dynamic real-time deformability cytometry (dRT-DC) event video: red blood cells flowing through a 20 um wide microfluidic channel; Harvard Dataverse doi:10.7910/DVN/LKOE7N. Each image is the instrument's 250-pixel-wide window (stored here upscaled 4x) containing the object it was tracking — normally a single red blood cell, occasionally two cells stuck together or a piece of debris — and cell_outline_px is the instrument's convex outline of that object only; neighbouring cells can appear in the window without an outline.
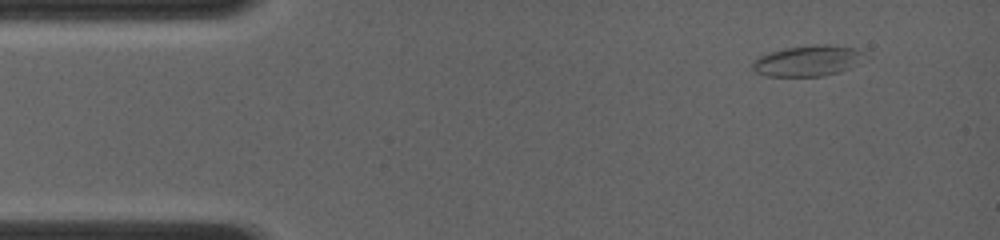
{"species": "common noctule bat (a hibernating species)", "species_latin": "Nyctalus noctula", "temperature_condition": "room temperature", "stored_images_in_passage": 6, "camera_frame_rate_fps": 4000, "um_per_image_px": 0.085, "animal": {"sex": "female", "body_mass_g": 19.0, "forearm_length_mm": 56.7}, "frame": {"image": 1, "passage_image": 1, "time_ms": 0.0, "image_size_px": [1000, 240], "cell_outline_px": [[864, 52], [848, 68], [840, 72], [824, 76], [768, 76], [756, 72], [752, 68], [752, 64], [760, 56], [768, 52], [784, 48], [812, 44], [828, 44], [852, 48]], "centroid_in_image_um": [68.56, 5.16], "position_along_channel_um": 16.4, "area_um2": 19.65}}
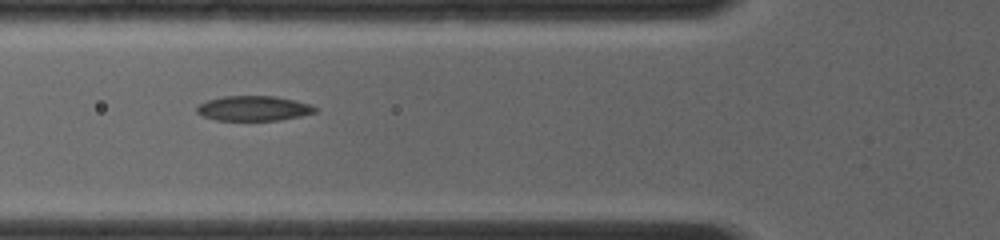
{"frame": {"image": 2, "passage_image": 5, "time_ms": 4.0, "image_size_px": [1000, 240], "cell_outline_px": [[316, 112], [300, 116], [280, 120], [216, 120], [204, 116], [196, 112], [196, 108], [200, 104], [208, 100], [224, 96], [276, 96], [308, 104], [316, 108]], "centroid_in_image_um": [21.53, 9.21], "position_along_channel_um": 104.3, "area_um2": 16.94}}
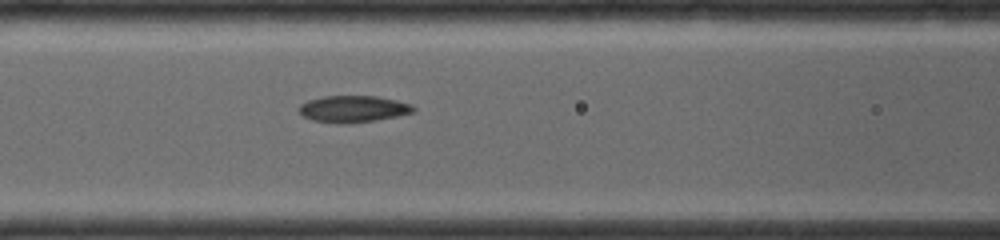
{"frame": {"image": 3, "passage_image": 6, "time_ms": 4.75, "image_size_px": [1000, 240], "cell_outline_px": [[416, 108], [412, 112], [396, 116], [376, 120], [348, 124], [336, 124], [312, 120], [304, 116], [300, 112], [300, 104], [308, 100], [324, 96], [376, 96], [396, 100], [412, 104]], "centroid_in_image_um": [30.01, 9.26], "position_along_channel_um": 136.6, "area_um2": 17.8}}